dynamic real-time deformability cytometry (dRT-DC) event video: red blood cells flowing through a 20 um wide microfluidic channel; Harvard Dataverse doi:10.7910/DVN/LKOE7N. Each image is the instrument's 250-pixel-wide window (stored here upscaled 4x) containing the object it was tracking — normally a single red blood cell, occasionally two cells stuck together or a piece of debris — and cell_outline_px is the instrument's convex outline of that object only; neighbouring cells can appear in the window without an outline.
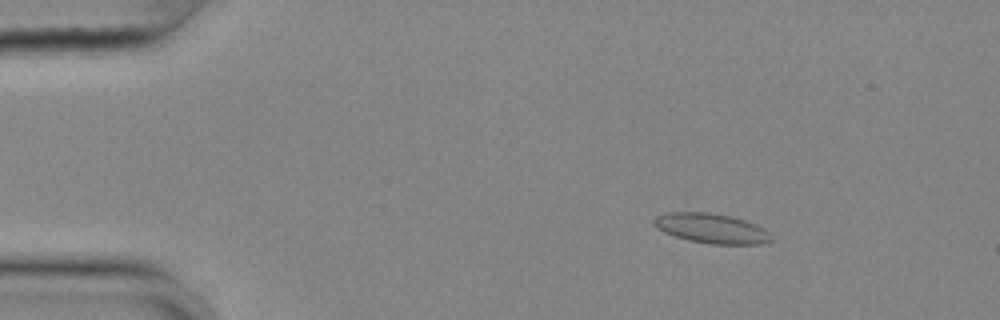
{"species": "common noctule bat (a hibernating species)", "species_latin": "Nyctalus noctula", "temperature_condition": "cold", "stored_images_in_passage": 53, "camera_frame_rate_fps": 3000, "um_per_image_px": 0.085, "animal": {"sex": "female", "body_mass_g": 25.1}, "frame": {"image": 1, "passage_image": 8, "time_ms": 2.333, "image_size_px": [1000, 320], "cell_outline_px": [[772, 240], [760, 244], [712, 244], [688, 240], [664, 232], [652, 220], [656, 216], [668, 212], [708, 212], [728, 216], [744, 220], [764, 228], [772, 236]], "centroid_in_image_um": [60.49, 19.41], "position_along_channel_um": 24.5, "area_um2": 20.06}}